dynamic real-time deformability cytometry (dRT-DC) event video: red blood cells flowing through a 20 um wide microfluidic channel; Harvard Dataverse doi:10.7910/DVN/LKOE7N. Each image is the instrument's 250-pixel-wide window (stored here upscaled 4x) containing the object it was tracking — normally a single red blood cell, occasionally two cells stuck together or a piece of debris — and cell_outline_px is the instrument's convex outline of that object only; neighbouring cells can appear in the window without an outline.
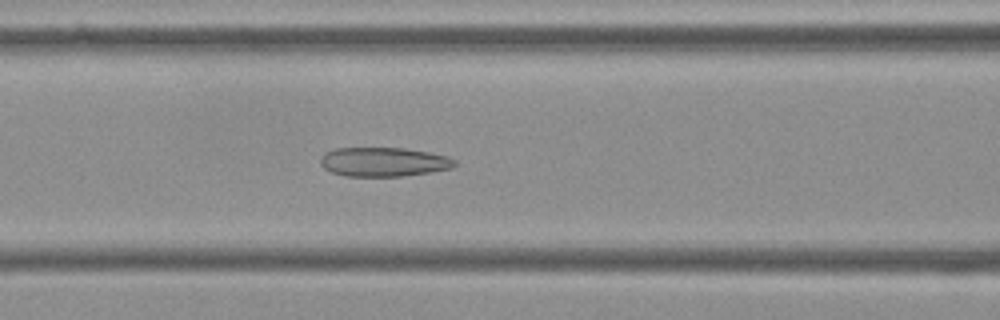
{"species": "Egyptian fruit bat (a non-hibernating species)", "species_latin": "Rousettus aegyptiacus", "temperature_condition": "cold", "stored_images_in_passage": 56, "camera_frame_rate_fps": 3000, "um_per_image_px": 0.085, "frame": {"image": 1, "passage_image": 23, "time_ms": 7.333, "image_size_px": [1000, 320], "cell_outline_px": [[456, 164], [452, 168], [428, 172], [400, 176], [344, 176], [332, 172], [324, 168], [320, 164], [320, 156], [324, 152], [332, 148], [404, 148], [428, 152], [448, 156], [456, 160]], "centroid_in_image_um": [32.56, 13.75], "position_along_channel_um": 134.0, "area_um2": 22.89}}
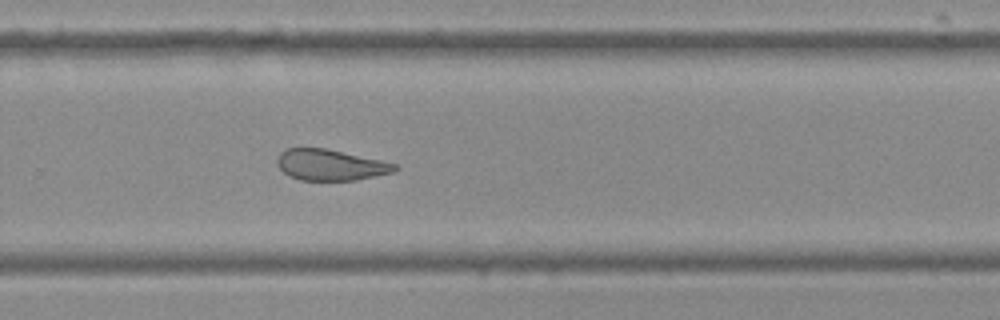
{"frame": {"image": 2, "passage_image": 37, "time_ms": 12.0, "image_size_px": [1000, 320], "cell_outline_px": [[400, 168], [392, 172], [356, 180], [300, 180], [288, 176], [276, 164], [276, 160], [280, 152], [284, 148], [324, 148], [400, 164]], "centroid_in_image_um": [28.08, 14.01], "position_along_channel_um": 301.7, "area_um2": 21.33}}
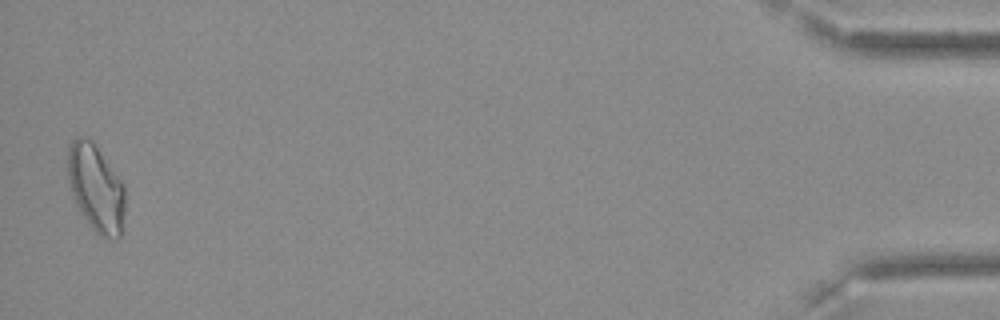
{"frame": {"image": 3, "passage_image": 55, "time_ms": 18.0, "image_size_px": [1000, 320], "cell_outline_px": [[124, 216], [120, 240], [108, 240], [100, 236], [92, 228], [76, 204], [72, 196], [68, 180], [68, 148], [72, 140], [76, 136], [84, 136], [92, 140], [124, 184]], "centroid_in_image_um": [8.16, 16.0], "position_along_channel_um": 427.0, "area_um2": 29.3}, "authors_computed_cell_mechanics": {"area_um2": 24.4205, "velocity_mm_per_s": 3.6014, "shape_relaxation_time_tau1_ms": null, "shape_relaxation_time_tau2_ms": 2.83, "deformation_change_tau1": null, "deformation_change_tau2": 0.1095}}